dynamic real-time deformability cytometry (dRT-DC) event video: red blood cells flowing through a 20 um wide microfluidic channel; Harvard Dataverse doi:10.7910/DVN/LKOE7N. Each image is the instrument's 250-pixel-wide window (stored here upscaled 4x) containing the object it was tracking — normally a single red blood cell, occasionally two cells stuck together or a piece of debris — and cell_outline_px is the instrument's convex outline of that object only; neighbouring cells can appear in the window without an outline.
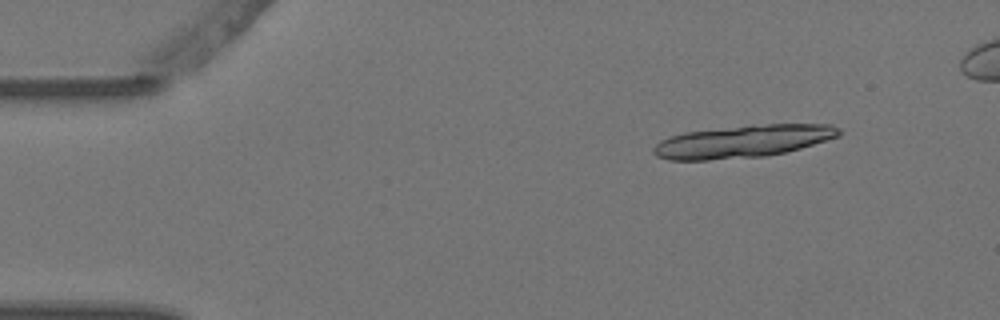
{"species": "Egyptian fruit bat (a non-hibernating species)", "species_latin": "Rousettus aegyptiacus", "temperature_condition": "warm", "stored_images_in_passage": 6, "segment_of_instrument_passage": [1, 2], "camera_frame_rate_fps": 3000, "um_per_image_px": 0.085, "animal": {"sex": "female"}, "frame": {"image": 1, "passage_image": 1, "time_ms": 0.0, "image_size_px": [1000, 320], "cell_outline_px": [[840, 136], [800, 148], [784, 152], [764, 156], [708, 160], [668, 160], [656, 156], [652, 152], [652, 148], [660, 140], [684, 132], [752, 124], [832, 124], [840, 128]], "centroid_in_image_um": [63.13, 12.01], "position_along_channel_um": 21.9, "area_um2": 35.2}}